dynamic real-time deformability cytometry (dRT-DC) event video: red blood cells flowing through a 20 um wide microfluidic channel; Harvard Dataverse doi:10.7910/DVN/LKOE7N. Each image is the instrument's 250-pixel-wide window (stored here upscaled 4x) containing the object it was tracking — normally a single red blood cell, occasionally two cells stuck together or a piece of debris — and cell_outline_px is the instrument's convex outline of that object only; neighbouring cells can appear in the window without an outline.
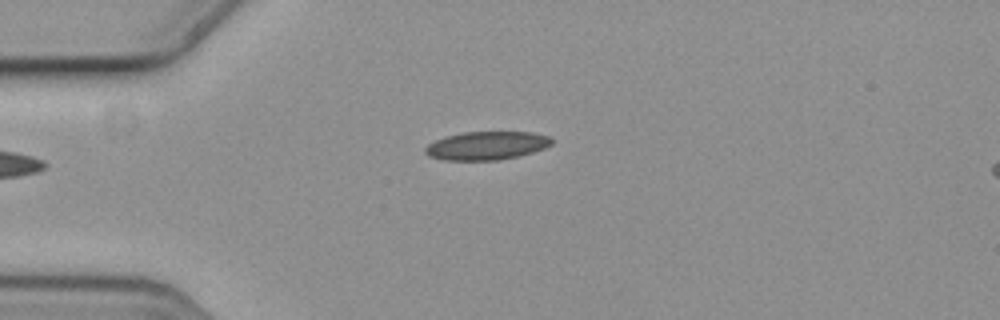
{"species": "common noctule bat (a hibernating species)", "species_latin": "Nyctalus noctula", "temperature_condition": "cold", "stored_images_in_passage": 3, "camera_frame_rate_fps": 3000, "um_per_image_px": 0.085, "animal": {"sex": "female", "body_mass_g": 19.3, "forearm_length_mm": 54.1}, "frame": {"image": 1, "passage_image": 3, "time_ms": 0.667, "image_size_px": [1000, 320], "cell_outline_px": [[556, 140], [552, 144], [544, 148], [532, 152], [500, 160], [444, 160], [428, 156], [424, 152], [424, 148], [428, 144], [444, 136], [464, 132], [532, 132], [548, 136]], "centroid_in_image_um": [41.36, 12.37], "position_along_channel_um": 43.6, "area_um2": 20.98}}